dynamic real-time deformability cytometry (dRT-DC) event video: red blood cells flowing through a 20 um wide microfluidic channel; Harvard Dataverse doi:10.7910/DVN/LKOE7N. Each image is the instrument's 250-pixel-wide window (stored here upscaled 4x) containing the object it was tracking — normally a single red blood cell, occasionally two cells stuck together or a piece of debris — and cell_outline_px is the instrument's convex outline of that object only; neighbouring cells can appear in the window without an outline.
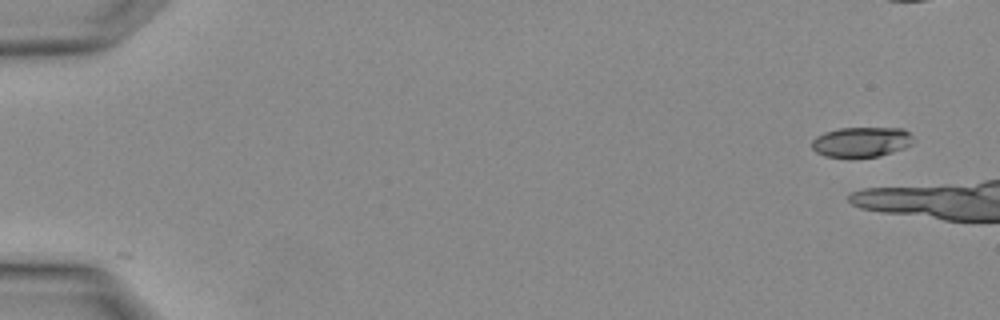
{"species": "Egyptian fruit bat (a non-hibernating species)", "species_latin": "Rousettus aegyptiacus", "temperature_condition": "warm", "stored_images_in_passage": 4, "camera_frame_rate_fps": 3000, "um_per_image_px": 0.085, "animal": {"sex": "female"}, "frame": {"image": 1, "passage_image": 1, "time_ms": 0.0, "image_size_px": [1000, 320], "cell_outline_px": [[912, 144], [904, 148], [880, 156], [824, 156], [816, 152], [812, 148], [812, 140], [816, 136], [824, 132], [840, 128], [904, 128], [912, 136]], "centroid_in_image_um": [73.21, 12.05], "position_along_channel_um": 11.8, "area_um2": 17.57}}